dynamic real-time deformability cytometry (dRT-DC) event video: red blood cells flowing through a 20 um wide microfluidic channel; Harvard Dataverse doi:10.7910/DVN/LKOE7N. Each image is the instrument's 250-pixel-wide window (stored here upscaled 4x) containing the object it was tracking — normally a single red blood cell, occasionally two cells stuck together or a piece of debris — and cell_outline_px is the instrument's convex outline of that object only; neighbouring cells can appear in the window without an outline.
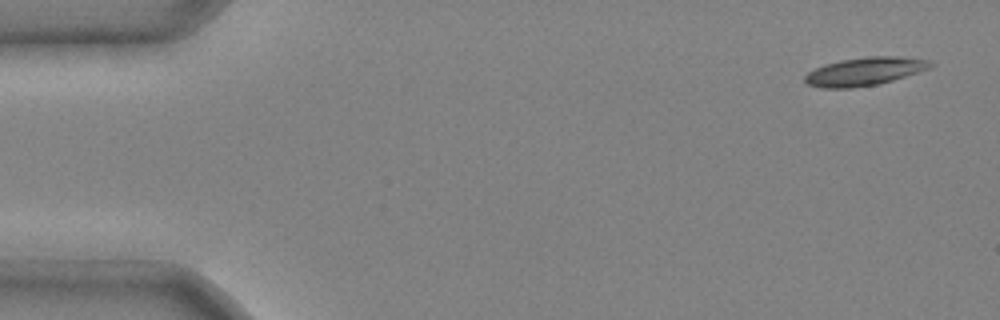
{"species": "common noctule bat (a hibernating species)", "species_latin": "Nyctalus noctula", "temperature_condition": "cold", "stored_images_in_passage": 6, "camera_frame_rate_fps": 3000, "um_per_image_px": 0.085, "animal": {"sex": "male", "body_mass_g": 20.4}, "frame": {"image": 1, "passage_image": 1, "time_ms": 0.0, "image_size_px": [1000, 320], "cell_outline_px": [[932, 64], [928, 68], [880, 84], [852, 88], [820, 88], [808, 84], [804, 80], [804, 76], [808, 72], [824, 64], [840, 60], [868, 56], [900, 56], [928, 60]], "centroid_in_image_um": [73.43, 6.07], "position_along_channel_um": 11.6, "area_um2": 20.46}}
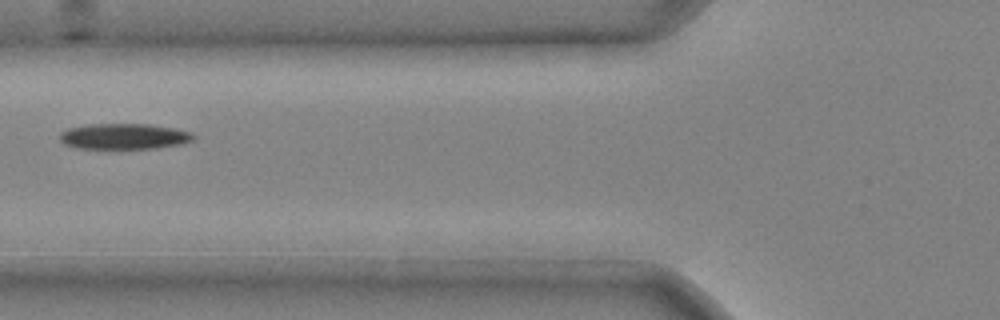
{"frame": {"image": 2, "passage_image": 5, "time_ms": 1.333, "image_size_px": [1000, 320], "cell_outline_px": [[196, 136], [192, 140], [184, 144], [156, 148], [76, 148], [64, 144], [60, 140], [60, 132], [68, 128], [88, 124], [148, 124], [176, 128], [192, 132]], "centroid_in_image_um": [10.57, 11.58], "position_along_channel_um": 115.2, "area_um2": 20.17}}
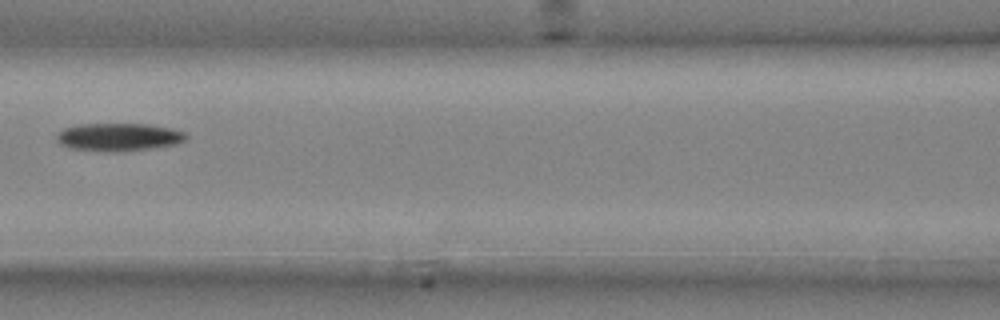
{"frame": {"image": 3, "passage_image": 6, "time_ms": 1.667, "image_size_px": [1000, 320], "cell_outline_px": [[188, 136], [184, 140], [172, 144], [148, 148], [108, 152], [72, 148], [60, 144], [56, 140], [56, 136], [64, 128], [76, 124], [148, 124], [172, 128], [184, 132]], "centroid_in_image_um": [10.04, 11.63], "position_along_channel_um": 156.6, "area_um2": 20.69}}